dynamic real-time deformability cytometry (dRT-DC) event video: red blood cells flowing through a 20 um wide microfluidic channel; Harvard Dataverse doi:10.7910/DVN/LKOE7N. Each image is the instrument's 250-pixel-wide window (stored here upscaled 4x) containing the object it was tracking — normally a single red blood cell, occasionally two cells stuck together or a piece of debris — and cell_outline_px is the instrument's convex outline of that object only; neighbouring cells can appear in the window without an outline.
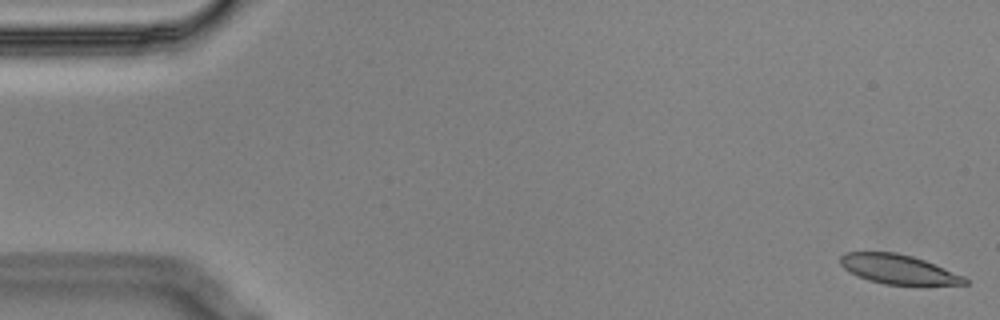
{"species": "Egyptian fruit bat (a non-hibernating species)", "species_latin": "Rousettus aegyptiacus", "temperature_condition": "cold", "stored_images_in_passage": 57, "camera_frame_rate_fps": 3000, "um_per_image_px": 0.085, "animal": {"sex": "male"}, "frame": {"image": 1, "passage_image": 1, "time_ms": 0.0, "image_size_px": [1000, 320], "cell_outline_px": [[968, 284], [884, 284], [868, 280], [856, 276], [844, 268], [840, 264], [840, 256], [844, 252], [896, 252], [912, 256], [924, 260], [964, 276], [968, 280]], "centroid_in_image_um": [76.3, 22.87], "position_along_channel_um": 8.7, "area_um2": 21.1}}
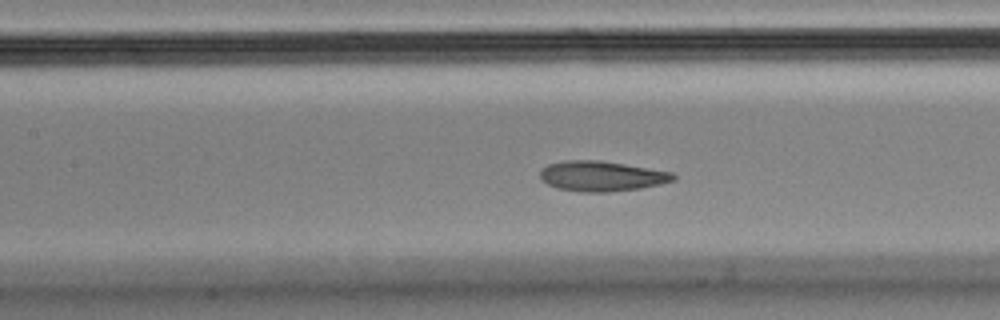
{"frame": {"image": 2, "passage_image": 25, "time_ms": 8.0, "image_size_px": [1000, 320], "cell_outline_px": [[676, 180], [660, 184], [640, 188], [608, 192], [584, 192], [556, 188], [540, 180], [540, 168], [548, 164], [564, 160], [600, 160], [672, 172], [676, 176]], "centroid_in_image_um": [51.1, 14.97], "position_along_channel_um": 156.3, "area_um2": 23.52}}
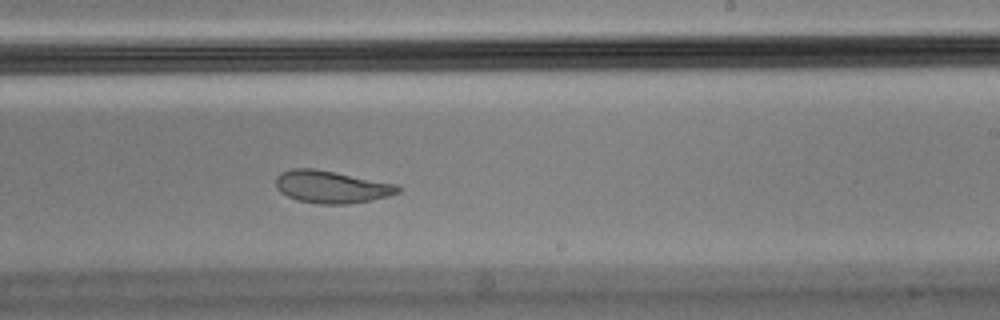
{"frame": {"image": 3, "passage_image": 34, "time_ms": 11.0, "image_size_px": [1000, 320], "cell_outline_px": [[400, 192], [388, 196], [372, 200], [352, 204], [320, 204], [296, 200], [280, 192], [276, 188], [276, 176], [280, 172], [292, 168], [316, 168], [396, 184], [400, 188]], "centroid_in_image_um": [28.15, 15.88], "position_along_channel_um": 260.9, "area_um2": 23.24}, "authors_computed_cell_mechanics": {"area_um2": 23.2934, "velocity_mm_per_s": 3.4975, "shape_relaxation_time_tau1_ms": 6.0141, "shape_relaxation_time_tau2_ms": 1.7741, "deformation_change_tau1": 0.2047, "deformation_change_tau2": 0.0799}}